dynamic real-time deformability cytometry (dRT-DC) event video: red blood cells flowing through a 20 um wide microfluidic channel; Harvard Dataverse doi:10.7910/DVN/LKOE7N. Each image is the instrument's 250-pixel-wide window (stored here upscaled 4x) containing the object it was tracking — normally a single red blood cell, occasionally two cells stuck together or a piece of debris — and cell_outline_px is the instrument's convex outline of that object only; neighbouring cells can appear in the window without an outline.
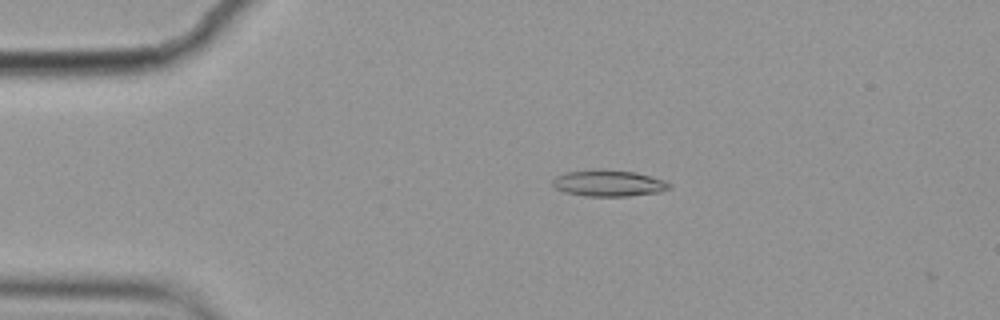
{"species": "common noctule bat (a hibernating species)", "species_latin": "Nyctalus noctula", "temperature_condition": "cold", "stored_images_in_passage": 4, "camera_frame_rate_fps": 3000, "um_per_image_px": 0.085, "animal": {"sex": "female", "body_mass_g": 19.9}, "frame": {"image": 1, "passage_image": 3, "time_ms": 0.667, "image_size_px": [1000, 320], "cell_outline_px": [[672, 188], [660, 192], [628, 196], [584, 196], [564, 192], [556, 188], [552, 184], [552, 180], [556, 176], [564, 172], [600, 168], [636, 172], [668, 180], [672, 184]], "centroid_in_image_um": [51.77, 15.56], "position_along_channel_um": 33.2, "area_um2": 18.44}}